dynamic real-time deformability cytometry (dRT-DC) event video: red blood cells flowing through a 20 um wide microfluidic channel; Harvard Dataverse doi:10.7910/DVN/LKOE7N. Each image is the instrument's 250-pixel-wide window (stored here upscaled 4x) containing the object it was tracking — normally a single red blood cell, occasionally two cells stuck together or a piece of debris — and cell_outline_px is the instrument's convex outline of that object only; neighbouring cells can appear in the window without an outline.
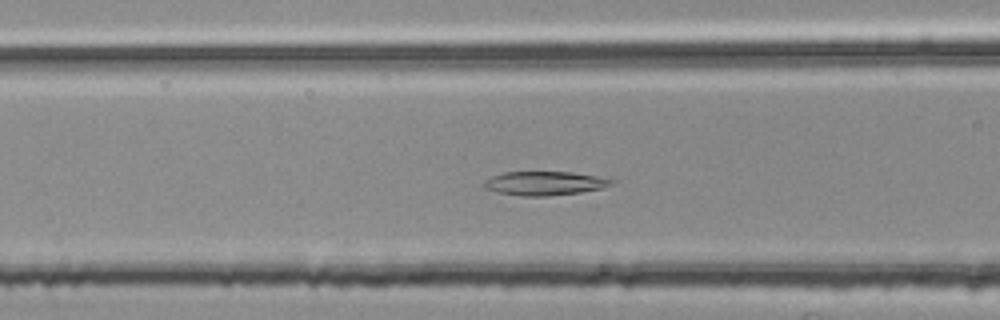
{"species": "common noctule bat (a hibernating species)", "species_latin": "Nyctalus noctula", "temperature_condition": "room temperature", "stored_images_in_passage": 47, "camera_frame_rate_fps": 3000, "um_per_image_px": 0.085, "animal": {"sex": "female", "body_mass_g": 25.1}, "frame": {"image": 1, "passage_image": 17, "time_ms": 5.333, "image_size_px": [1000, 320], "cell_outline_px": [[616, 180], [612, 184], [600, 188], [580, 192], [548, 196], [520, 196], [496, 192], [484, 188], [480, 184], [484, 180], [492, 176], [504, 172], [572, 172], [596, 176]], "centroid_in_image_um": [46.22, 15.58], "position_along_channel_um": 120.4, "area_um2": 17.8}}
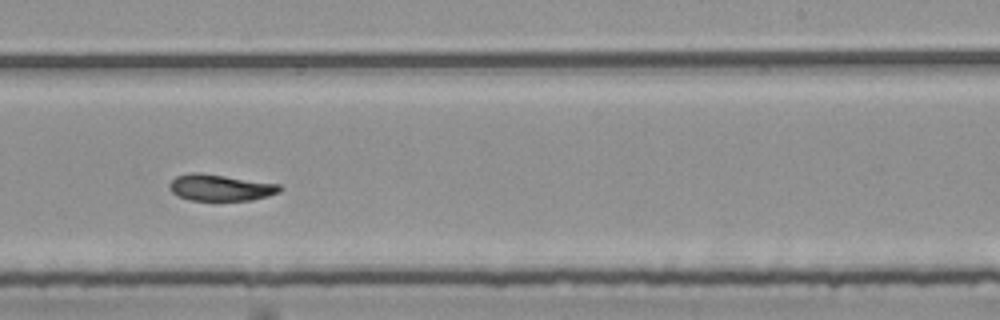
{"frame": {"image": 2, "passage_image": 29, "time_ms": 9.333, "image_size_px": [1000, 320], "cell_outline_px": [[280, 192], [268, 196], [252, 200], [188, 200], [176, 196], [168, 188], [168, 184], [176, 176], [188, 172], [200, 172], [280, 184]], "centroid_in_image_um": [18.68, 15.94], "position_along_channel_um": 270.3, "area_um2": 17.17}}
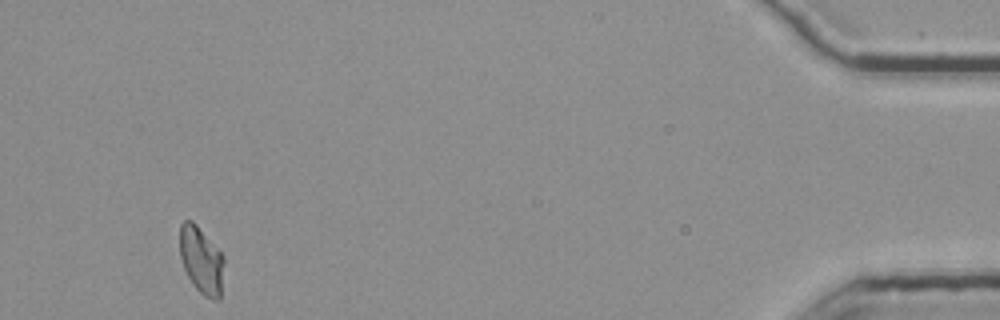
{"frame": {"image": 3, "passage_image": 47, "time_ms": 15.333, "image_size_px": [1000, 320], "cell_outline_px": [[224, 260], [220, 300], [212, 300], [204, 296], [192, 284], [184, 268], [180, 256], [180, 224], [184, 220], [192, 220], [196, 224], [224, 256]], "centroid_in_image_um": [17.11, 22.13], "position_along_channel_um": 418.1, "area_um2": 17.22}, "authors_computed_cell_mechanics": {"area_um2": 17.5712, "velocity_mm_per_s": 3.7602, "shape_relaxation_time_tau1_ms": null, "shape_relaxation_time_tau2_ms": 3.5019, "deformation_change_tau1": null, "deformation_change_tau2": 0.0745}}